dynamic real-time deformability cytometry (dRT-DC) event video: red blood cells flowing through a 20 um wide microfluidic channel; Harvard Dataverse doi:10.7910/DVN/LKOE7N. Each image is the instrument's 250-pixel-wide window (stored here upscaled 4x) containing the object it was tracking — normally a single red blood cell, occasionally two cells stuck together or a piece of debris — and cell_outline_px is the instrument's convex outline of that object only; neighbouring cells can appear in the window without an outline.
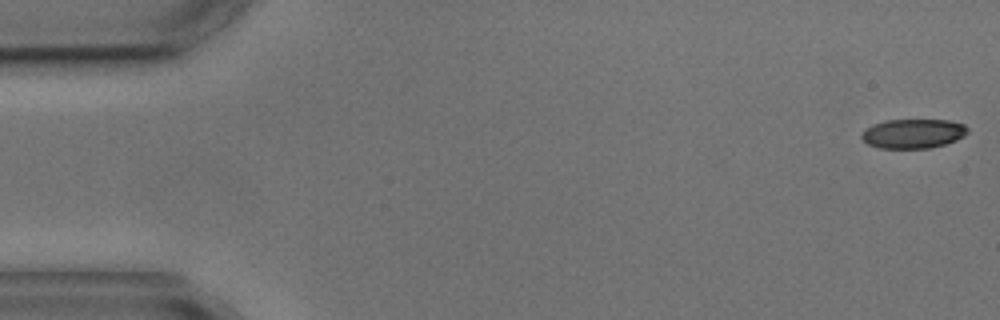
{"species": "common noctule bat (a hibernating species)", "species_latin": "Nyctalus noctula", "temperature_condition": "cold", "stored_images_in_passage": 4, "camera_frame_rate_fps": 3000, "um_per_image_px": 0.085, "animal": {"sex": "male", "body_mass_g": 17.9, "forearm_length_mm": 54.2}, "frame": {"image": 1, "passage_image": 1, "time_ms": 0.0, "image_size_px": [1000, 320], "cell_outline_px": [[968, 132], [964, 136], [956, 140], [944, 144], [928, 148], [880, 148], [868, 144], [860, 136], [872, 124], [884, 120], [948, 120], [964, 124], [968, 128]], "centroid_in_image_um": [77.63, 11.35], "position_along_channel_um": 7.4, "area_um2": 18.03}}
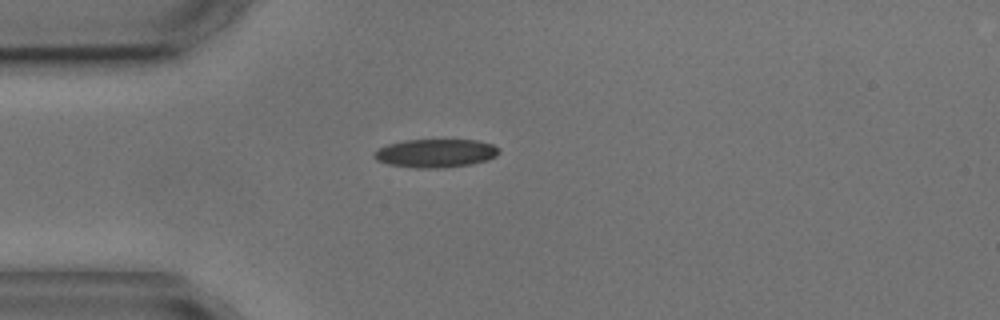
{"frame": {"image": 2, "passage_image": 4, "time_ms": 4.333, "image_size_px": [1000, 320], "cell_outline_px": [[500, 152], [496, 156], [488, 160], [468, 164], [444, 168], [412, 168], [388, 164], [376, 160], [372, 156], [372, 152], [376, 148], [388, 144], [404, 140], [476, 140], [492, 144], [500, 148]], "centroid_in_image_um": [36.98, 13.02], "position_along_channel_um": 48.0, "area_um2": 20.92}}